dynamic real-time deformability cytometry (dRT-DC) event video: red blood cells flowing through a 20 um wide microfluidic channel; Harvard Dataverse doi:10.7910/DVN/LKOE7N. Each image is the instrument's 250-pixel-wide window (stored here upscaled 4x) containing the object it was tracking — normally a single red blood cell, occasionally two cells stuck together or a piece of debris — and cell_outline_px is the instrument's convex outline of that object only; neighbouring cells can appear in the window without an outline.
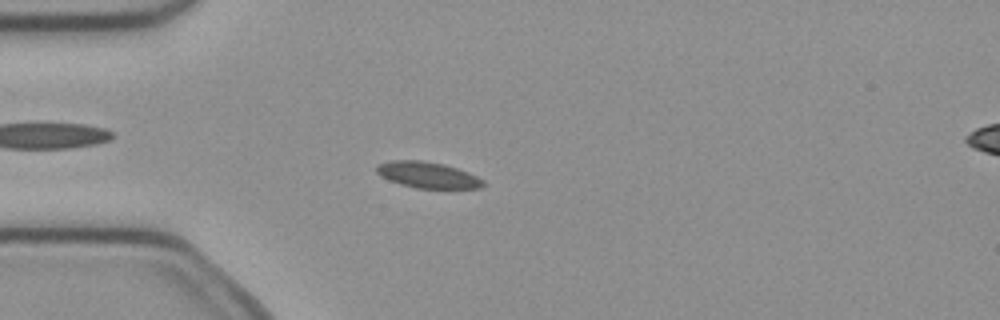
{"species": "common noctule bat (a hibernating species)", "species_latin": "Nyctalus noctula", "temperature_condition": "cold", "stored_images_in_passage": 3, "camera_frame_rate_fps": 3000, "um_per_image_px": 0.085, "animal": {"sex": "female", "body_mass_g": 21.9}, "frame": {"image": 1, "passage_image": 3, "time_ms": 0.667, "image_size_px": [1000, 320], "cell_outline_px": [[484, 184], [480, 188], [416, 188], [400, 184], [388, 180], [380, 176], [376, 172], [376, 164], [392, 160], [424, 160], [444, 164], [468, 172], [484, 180]], "centroid_in_image_um": [36.31, 14.86], "position_along_channel_um": 48.7, "area_um2": 16.3}}